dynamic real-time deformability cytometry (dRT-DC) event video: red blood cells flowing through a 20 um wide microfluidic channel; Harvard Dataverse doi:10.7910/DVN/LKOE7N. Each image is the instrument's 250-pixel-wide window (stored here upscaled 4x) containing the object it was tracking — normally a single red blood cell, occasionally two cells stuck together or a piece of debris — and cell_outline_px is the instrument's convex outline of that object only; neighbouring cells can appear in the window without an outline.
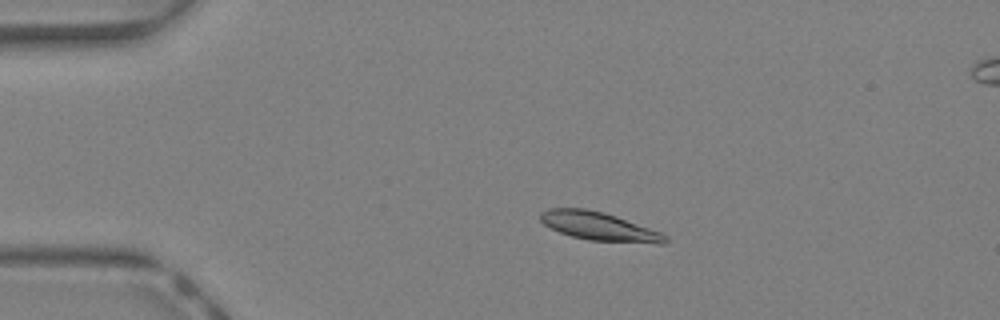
{"species": "Egyptian fruit bat (a non-hibernating species)", "species_latin": "Rousettus aegyptiacus", "temperature_condition": "warm", "stored_images_in_passage": 36, "camera_frame_rate_fps": 3000, "um_per_image_px": 0.085, "animal": {"sex": "female"}, "frame": {"image": 1, "passage_image": 2, "time_ms": 0.333, "image_size_px": [1000, 320], "cell_outline_px": [[668, 240], [664, 244], [660, 244], [588, 240], [572, 236], [560, 232], [544, 224], [540, 220], [540, 212], [548, 208], [584, 208], [604, 212], [616, 216], [660, 232], [668, 236]], "centroid_in_image_um": [50.92, 19.24], "position_along_channel_um": 34.1, "area_um2": 20.63}}
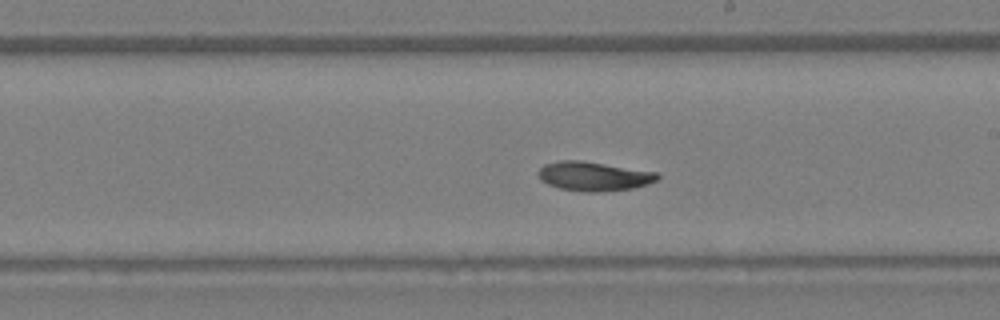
{"frame": {"image": 2, "passage_image": 18, "time_ms": 5.667, "image_size_px": [1000, 320], "cell_outline_px": [[660, 180], [648, 184], [632, 188], [596, 192], [584, 192], [560, 188], [548, 184], [540, 180], [540, 168], [544, 164], [560, 160], [580, 160], [660, 172]], "centroid_in_image_um": [50.53, 14.97], "position_along_channel_um": 238.5, "area_um2": 20.35}}
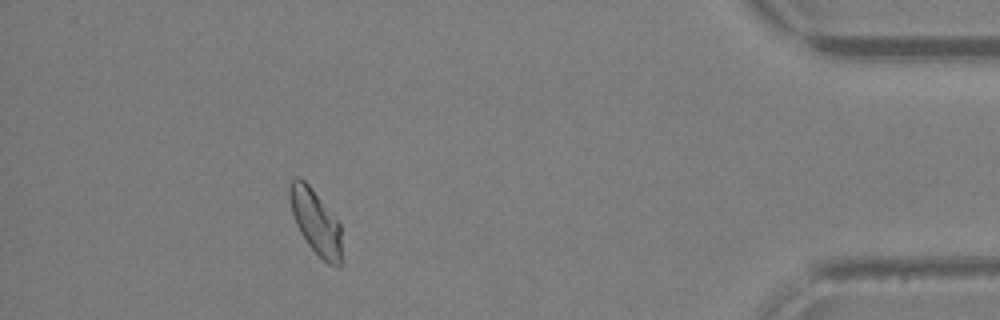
{"frame": {"image": 3, "passage_image": 32, "time_ms": 10.333, "image_size_px": [1000, 320], "cell_outline_px": [[344, 264], [328, 264], [308, 244], [300, 232], [296, 224], [292, 212], [288, 196], [288, 184], [296, 176], [300, 176], [308, 184], [340, 224]], "centroid_in_image_um": [26.84, 18.86], "position_along_channel_um": 408.4, "area_um2": 19.65}, "authors_computed_cell_mechanics": {"area_um2": 20.0277, "velocity_mm_per_s": 4.7595, "shape_relaxation_time_tau1_ms": 4.995, "shape_relaxation_time_tau2_ms": 6.4313, "deformation_change_tau1": 0.1739, "deformation_change_tau2": 0.1281}}